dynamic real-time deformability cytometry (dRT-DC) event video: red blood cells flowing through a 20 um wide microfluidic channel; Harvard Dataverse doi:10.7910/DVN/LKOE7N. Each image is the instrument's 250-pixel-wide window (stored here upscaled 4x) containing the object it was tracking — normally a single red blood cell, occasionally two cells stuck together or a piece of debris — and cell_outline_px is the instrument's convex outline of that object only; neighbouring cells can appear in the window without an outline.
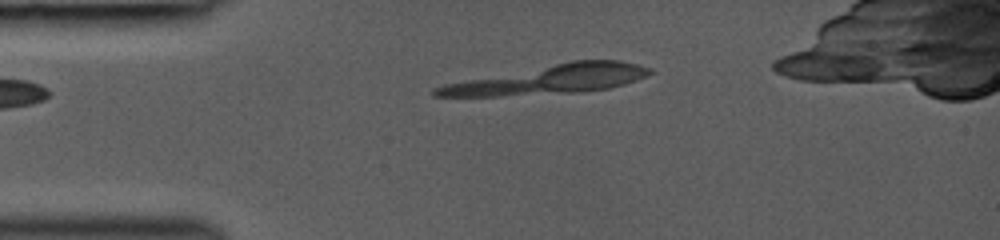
{"species": "common noctule bat (a hibernating species)", "species_latin": "Nyctalus noctula", "temperature_condition": "room temperature", "stored_images_in_passage": 38, "segment_of_instrument_passage": [1, 2], "camera_frame_rate_fps": 3000, "um_per_image_px": 0.085, "animal": {"sex": "female", "body_mass_g": 19.0, "forearm_length_mm": 53.3}, "frame": {"image": 1, "passage_image": 1, "time_ms": 0.0, "image_size_px": [1000, 240], "cell_outline_px": [[652, 72], [648, 76], [624, 84], [608, 88], [580, 92], [500, 96], [432, 96], [432, 88], [444, 84], [572, 60], [620, 60], [636, 64], [648, 68]], "centroid_in_image_um": [46.66, 6.76], "position_along_channel_um": 38.3, "area_um2": 35.89}}